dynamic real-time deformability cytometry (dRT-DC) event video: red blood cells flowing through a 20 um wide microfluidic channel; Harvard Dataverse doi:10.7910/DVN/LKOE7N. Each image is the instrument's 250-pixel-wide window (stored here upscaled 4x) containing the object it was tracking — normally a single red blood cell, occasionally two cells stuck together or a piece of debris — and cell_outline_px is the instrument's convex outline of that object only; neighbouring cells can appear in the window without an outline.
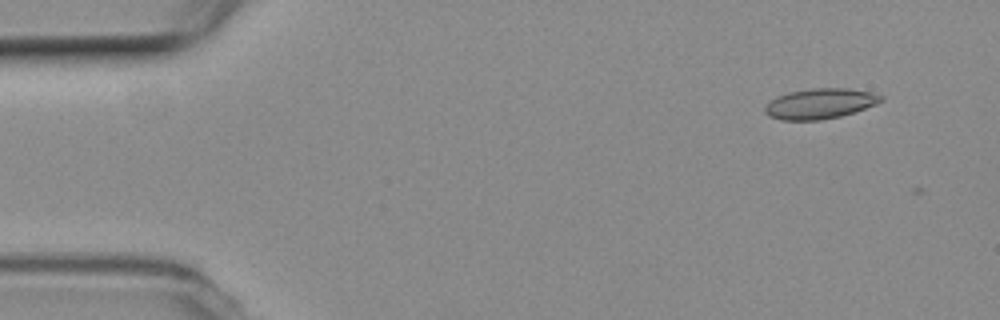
{"species": "common noctule bat (a hibernating species)", "species_latin": "Nyctalus noctula", "temperature_condition": "room temperature", "stored_images_in_passage": 3, "camera_frame_rate_fps": 3000, "um_per_image_px": 0.085, "animal": {"sex": "female", "body_mass_g": 19.3, "forearm_length_mm": 54.1}, "frame": {"image": 1, "passage_image": 2, "time_ms": 0.333, "image_size_px": [1000, 320], "cell_outline_px": [[884, 100], [876, 104], [840, 116], [820, 120], [780, 120], [768, 116], [764, 112], [764, 108], [776, 96], [788, 92], [812, 88], [848, 88], [872, 92], [884, 96]], "centroid_in_image_um": [69.69, 8.8], "position_along_channel_um": 15.3, "area_um2": 20.52}}